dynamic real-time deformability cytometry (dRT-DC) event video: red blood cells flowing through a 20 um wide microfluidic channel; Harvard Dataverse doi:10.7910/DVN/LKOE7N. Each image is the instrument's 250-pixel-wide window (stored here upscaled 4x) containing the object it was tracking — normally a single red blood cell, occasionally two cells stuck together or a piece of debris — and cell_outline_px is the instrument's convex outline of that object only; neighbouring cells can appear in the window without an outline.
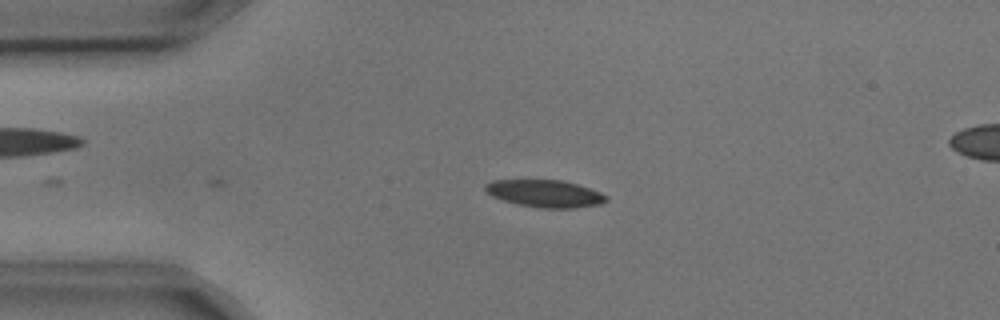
{"species": "common noctule bat (a hibernating species)", "species_latin": "Nyctalus noctula", "temperature_condition": "cold", "stored_images_in_passage": 5, "camera_frame_rate_fps": 3000, "um_per_image_px": 0.085, "animal": {"sex": "male", "body_mass_g": 17.9, "forearm_length_mm": 54.2}, "frame": {"image": 1, "passage_image": 5, "time_ms": 1.333, "image_size_px": [1000, 320], "cell_outline_px": [[608, 200], [600, 204], [572, 208], [544, 208], [516, 204], [492, 196], [484, 188], [484, 184], [492, 180], [564, 180], [600, 192], [608, 196]], "centroid_in_image_um": [46.32, 16.44], "position_along_channel_um": 38.7, "area_um2": 19.13}}